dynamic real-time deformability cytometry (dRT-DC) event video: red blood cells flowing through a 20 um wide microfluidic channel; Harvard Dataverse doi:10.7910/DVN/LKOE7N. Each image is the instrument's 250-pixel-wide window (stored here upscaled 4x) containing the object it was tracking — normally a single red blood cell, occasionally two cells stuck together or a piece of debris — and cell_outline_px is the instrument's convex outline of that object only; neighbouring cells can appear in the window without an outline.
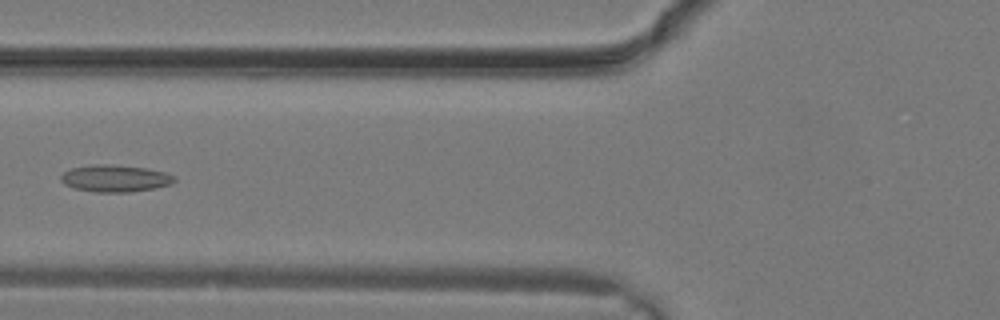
{"species": "common noctule bat (a hibernating species)", "species_latin": "Nyctalus noctula", "temperature_condition": "warm", "stored_images_in_passage": 6, "camera_frame_rate_fps": 3000, "um_per_image_px": 0.085, "animal": {"sex": "male", "body_mass_g": 19.2, "forearm_length_mm": 51.8}, "frame": {"image": 1, "passage_image": 5, "time_ms": 1.333, "image_size_px": [1000, 320], "cell_outline_px": [[176, 180], [172, 184], [156, 188], [132, 192], [96, 192], [72, 188], [64, 184], [60, 180], [60, 176], [64, 172], [72, 168], [104, 164], [148, 168], [164, 172], [176, 176]], "centroid_in_image_um": [9.82, 15.18], "position_along_channel_um": 116.0, "area_um2": 17.86}}